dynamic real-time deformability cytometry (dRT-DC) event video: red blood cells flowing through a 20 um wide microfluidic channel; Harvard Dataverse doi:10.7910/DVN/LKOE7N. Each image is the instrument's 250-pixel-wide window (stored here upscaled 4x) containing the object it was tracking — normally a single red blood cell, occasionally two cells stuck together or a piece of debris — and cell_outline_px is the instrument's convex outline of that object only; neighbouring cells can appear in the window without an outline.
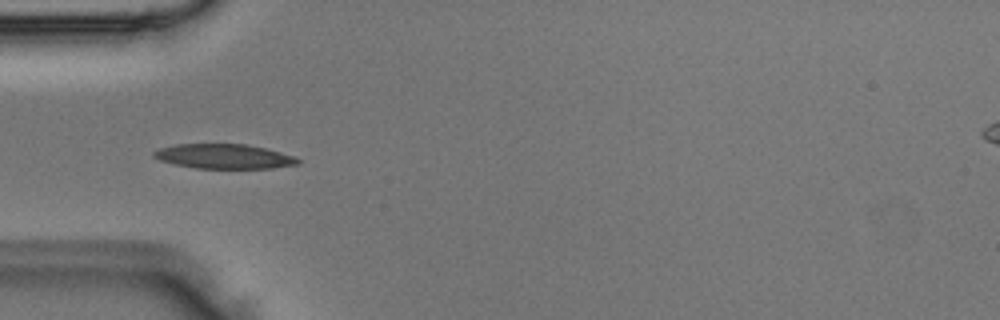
{"species": "Egyptian fruit bat (a non-hibernating species)", "species_latin": "Rousettus aegyptiacus", "temperature_condition": "room temperature", "stored_images_in_passage": 4, "camera_frame_rate_fps": 3000, "um_per_image_px": 0.085, "animal": {"sex": "male"}, "frame": {"image": 1, "passage_image": 4, "time_ms": 1.0, "image_size_px": [1000, 320], "cell_outline_px": [[300, 164], [272, 168], [196, 168], [176, 164], [160, 160], [152, 156], [152, 152], [160, 148], [176, 144], [244, 144], [264, 148], [296, 156], [300, 160]], "centroid_in_image_um": [19.06, 13.29], "position_along_channel_um": 65.9, "area_um2": 20.58}}